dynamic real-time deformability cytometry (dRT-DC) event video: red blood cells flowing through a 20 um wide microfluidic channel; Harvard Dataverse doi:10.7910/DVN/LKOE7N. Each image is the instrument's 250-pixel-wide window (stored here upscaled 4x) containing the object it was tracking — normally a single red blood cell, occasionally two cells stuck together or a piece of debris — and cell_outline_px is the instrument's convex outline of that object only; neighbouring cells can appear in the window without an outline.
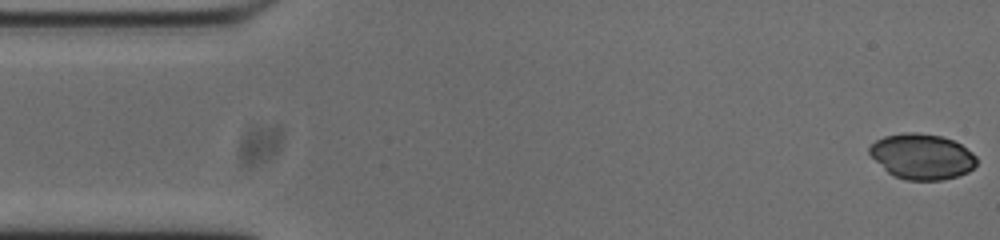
{"species": "common noctule bat (a hibernating species)", "species_latin": "Nyctalus noctula", "temperature_condition": "cold", "stored_images_in_passage": 53, "camera_frame_rate_fps": 3000, "um_per_image_px": 0.085, "animal": {"sex": "male", "body_mass_g": 20.0, "forearm_length_mm": 53.3}, "frame": {"image": 1, "passage_image": 1, "time_ms": 0.0, "image_size_px": [1000, 240], "cell_outline_px": [[976, 164], [968, 172], [944, 180], [904, 180], [888, 172], [868, 152], [868, 148], [876, 140], [884, 136], [904, 132], [916, 132], [940, 136], [952, 140], [960, 144], [972, 152], [976, 156]], "centroid_in_image_um": [78.37, 13.3], "position_along_channel_um": 6.6, "area_um2": 28.21}}
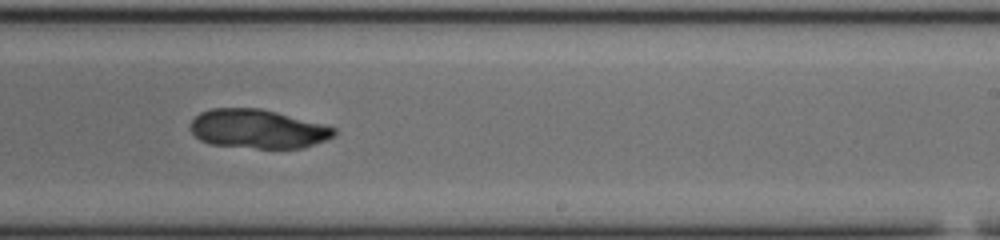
{"frame": {"image": 2, "passage_image": 31, "time_ms": 10.0, "image_size_px": [1000, 240], "cell_outline_px": [[336, 132], [332, 136], [324, 140], [304, 148], [256, 148], [212, 144], [200, 140], [192, 132], [192, 120], [200, 112], [212, 108], [260, 108], [324, 124], [336, 128]], "centroid_in_image_um": [21.92, 10.95], "position_along_channel_um": 267.1, "area_um2": 32.31}}
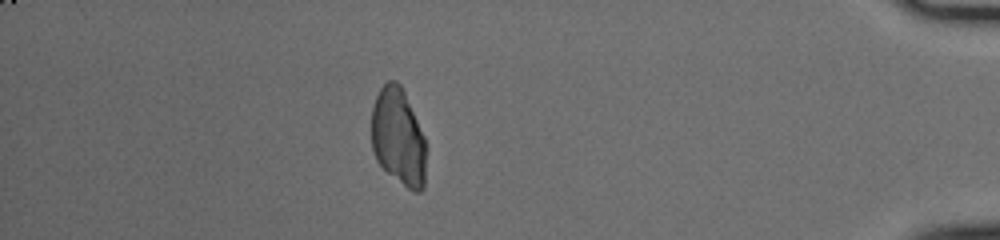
{"frame": {"image": 3, "passage_image": 46, "time_ms": 15.0, "image_size_px": [1000, 240], "cell_outline_px": [[424, 188], [420, 192], [412, 192], [388, 172], [376, 160], [372, 148], [372, 108], [376, 96], [380, 88], [388, 80], [396, 80], [400, 84], [404, 92], [424, 136]], "centroid_in_image_um": [33.83, 11.64], "position_along_channel_um": 401.4, "area_um2": 30.52}}